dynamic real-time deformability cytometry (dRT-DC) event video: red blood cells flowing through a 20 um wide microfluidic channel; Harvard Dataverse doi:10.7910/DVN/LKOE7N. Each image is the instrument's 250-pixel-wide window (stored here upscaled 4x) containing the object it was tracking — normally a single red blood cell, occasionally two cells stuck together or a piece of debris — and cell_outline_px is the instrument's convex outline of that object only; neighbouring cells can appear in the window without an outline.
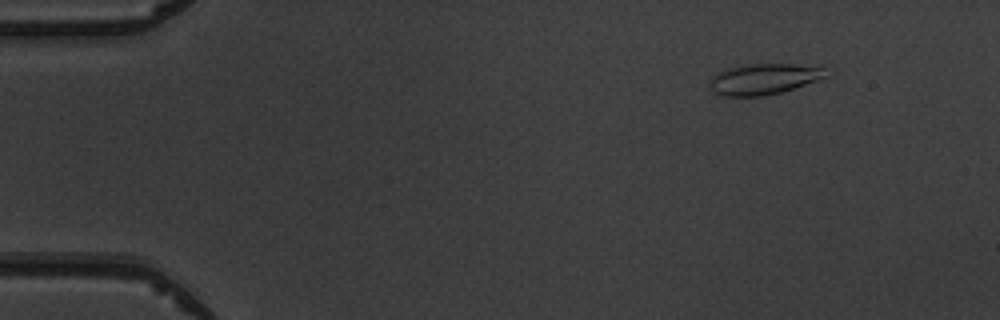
{"species": "common noctule bat (a hibernating species)", "species_latin": "Nyctalus noctula", "temperature_condition": "warm", "stored_images_in_passage": 7, "camera_frame_rate_fps": 3000, "um_per_image_px": 0.085, "animal": {"sex": "male", "body_mass_g": 19.5, "forearm_length_mm": 54.6}, "frame": {"image": 1, "passage_image": 2, "time_ms": 1.333, "image_size_px": [1000, 320], "cell_outline_px": [[828, 76], [820, 80], [780, 92], [764, 96], [724, 96], [716, 92], [708, 84], [712, 76], [716, 72], [728, 68], [752, 64], [792, 64], [824, 68]], "centroid_in_image_um": [64.92, 6.72], "position_along_channel_um": 20.1, "area_um2": 20.69}}
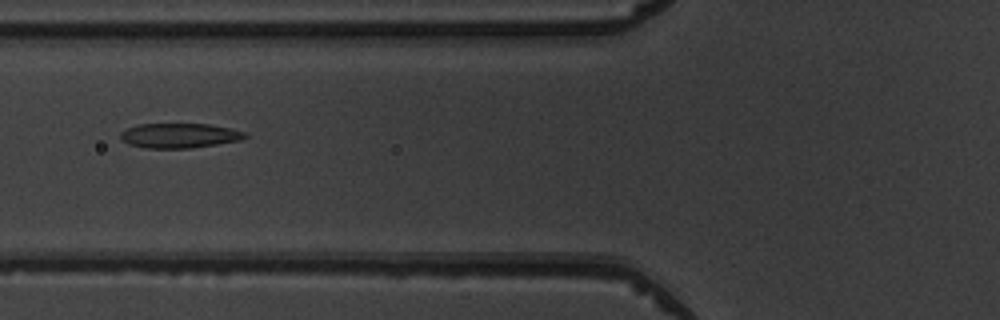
{"frame": {"image": 2, "passage_image": 6, "time_ms": 6.0, "image_size_px": [1000, 320], "cell_outline_px": [[248, 136], [240, 140], [192, 148], [144, 148], [128, 144], [120, 140], [120, 132], [136, 124], [208, 124], [232, 128], [244, 132]], "centroid_in_image_um": [15.21, 11.52], "position_along_channel_um": 110.6, "area_um2": 18.03}}
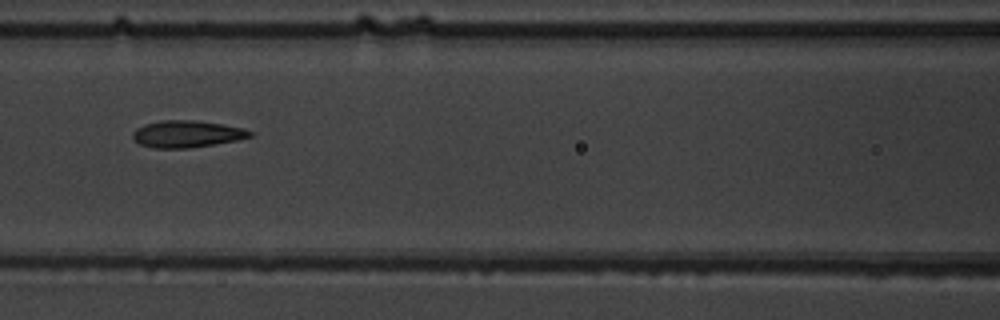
{"frame": {"image": 3, "passage_image": 7, "time_ms": 7.0, "image_size_px": [1000, 320], "cell_outline_px": [[252, 136], [240, 140], [188, 148], [152, 148], [140, 144], [132, 136], [132, 132], [136, 128], [144, 124], [164, 120], [196, 120], [244, 128], [252, 132]], "centroid_in_image_um": [15.88, 11.39], "position_along_channel_um": 150.7, "area_um2": 18.38}}